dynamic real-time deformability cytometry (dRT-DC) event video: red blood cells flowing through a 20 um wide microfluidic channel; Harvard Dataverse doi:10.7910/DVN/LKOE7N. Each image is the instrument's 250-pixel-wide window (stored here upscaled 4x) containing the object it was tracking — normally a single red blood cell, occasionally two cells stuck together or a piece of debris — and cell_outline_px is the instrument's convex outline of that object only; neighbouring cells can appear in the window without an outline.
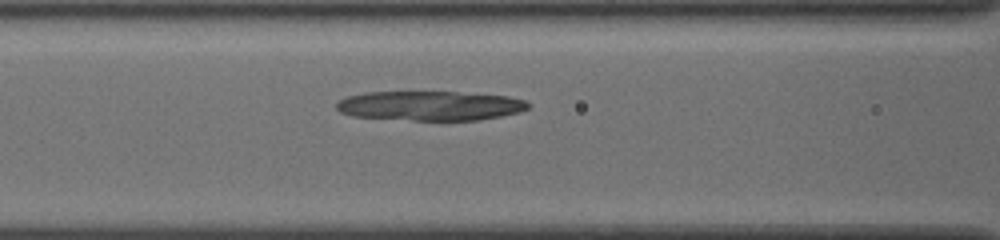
{"species": "common noctule bat (a hibernating species)", "species_latin": "Nyctalus noctula", "temperature_condition": "cold", "stored_images_in_passage": 45, "camera_frame_rate_fps": 3000, "um_per_image_px": 0.085, "animal": {"sex": "female", "body_mass_g": 19.5, "forearm_length_mm": 54.1}, "frame": {"image": 1, "passage_image": 16, "time_ms": 5.0, "image_size_px": [1000, 240], "cell_outline_px": [[532, 104], [528, 108], [520, 112], [480, 120], [412, 120], [352, 116], [340, 112], [336, 108], [336, 104], [340, 100], [348, 96], [364, 92], [456, 92], [508, 96], [528, 100]], "centroid_in_image_um": [36.6, 8.99], "position_along_channel_um": 130.0, "area_um2": 33.06}}
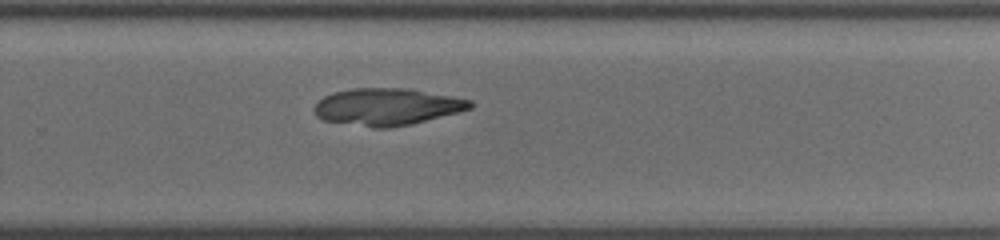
{"frame": {"image": 2, "passage_image": 29, "time_ms": 9.333, "image_size_px": [1000, 240], "cell_outline_px": [[472, 108], [408, 124], [388, 128], [372, 128], [324, 120], [316, 116], [316, 104], [324, 96], [332, 92], [352, 88], [408, 88], [452, 96], [472, 100]], "centroid_in_image_um": [32.87, 9.06], "position_along_channel_um": 296.9, "area_um2": 33.23}}
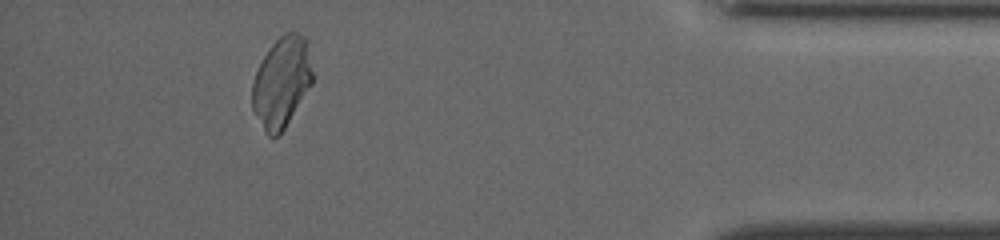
{"frame": {"image": 3, "passage_image": 41, "time_ms": 13.333, "image_size_px": [1000, 240], "cell_outline_px": [[312, 84], [284, 128], [272, 140], [268, 136], [252, 108], [252, 84], [256, 72], [264, 56], [272, 44], [284, 32], [292, 28], [304, 36], [308, 40], [312, 72]], "centroid_in_image_um": [23.95, 6.93], "position_along_channel_um": 411.2, "area_um2": 31.79}}